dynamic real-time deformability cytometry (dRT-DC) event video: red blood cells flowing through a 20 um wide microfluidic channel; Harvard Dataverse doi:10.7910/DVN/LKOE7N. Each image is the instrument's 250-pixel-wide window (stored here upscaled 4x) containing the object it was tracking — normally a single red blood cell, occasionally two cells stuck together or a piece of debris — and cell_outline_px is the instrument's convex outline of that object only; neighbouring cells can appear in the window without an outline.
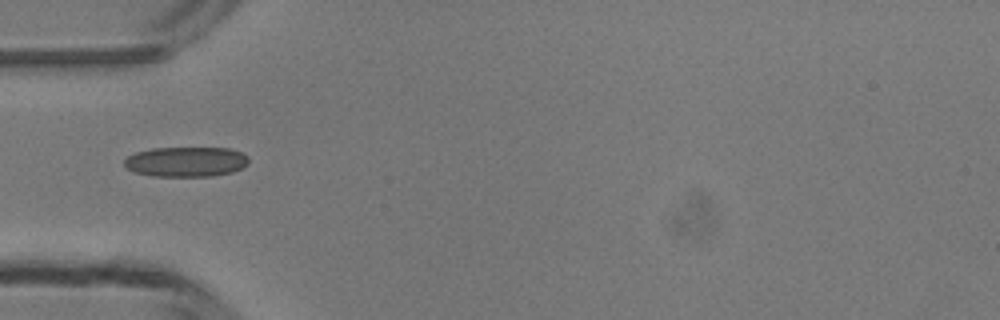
{"species": "common noctule bat (a hibernating species)", "species_latin": "Nyctalus noctula", "temperature_condition": "room temperature", "stored_images_in_passage": 34, "camera_frame_rate_fps": 3000, "um_per_image_px": 0.085, "animal": {"sex": "male", "body_mass_g": 13.3}, "frame": {"image": 1, "passage_image": 1, "time_ms": 0.0, "image_size_px": [1000, 320], "cell_outline_px": [[248, 164], [244, 168], [232, 172], [212, 176], [152, 176], [132, 172], [124, 164], [124, 160], [128, 156], [136, 152], [152, 148], [228, 148], [240, 152], [248, 156]], "centroid_in_image_um": [15.82, 13.75], "position_along_channel_um": 69.2, "area_um2": 21.85}}
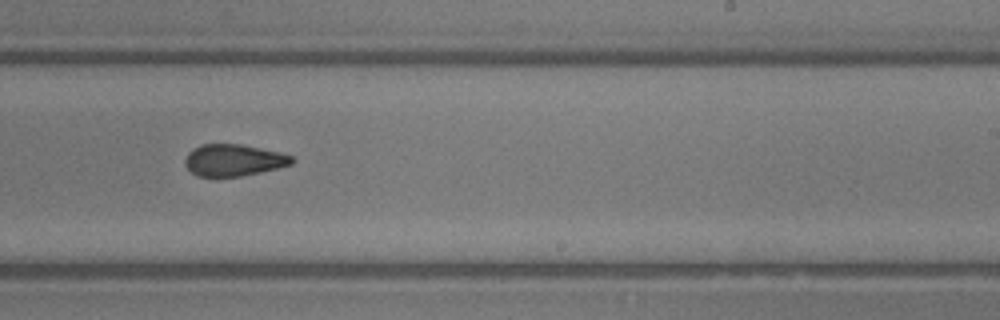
{"frame": {"image": 2, "passage_image": 15, "time_ms": 4.667, "image_size_px": [1000, 320], "cell_outline_px": [[296, 160], [292, 164], [260, 172], [240, 176], [196, 176], [184, 164], [184, 160], [188, 152], [200, 144], [240, 144], [280, 152], [292, 156]], "centroid_in_image_um": [19.85, 13.6], "position_along_channel_um": 269.2, "area_um2": 19.71}}
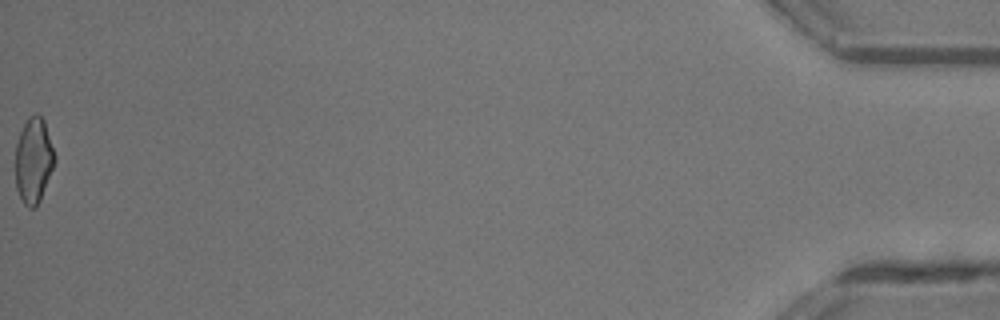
{"frame": {"image": 3, "passage_image": 34, "time_ms": 11.0, "image_size_px": [1000, 320], "cell_outline_px": [[56, 160], [40, 200], [36, 208], [28, 208], [24, 204], [16, 188], [16, 144], [20, 132], [28, 116], [36, 112], [44, 120], [56, 156]], "centroid_in_image_um": [2.86, 13.63], "position_along_channel_um": 432.3, "area_um2": 19.59}, "authors_computed_cell_mechanics": {"area_um2": 20.23, "velocity_mm_per_s": 4.2611, "shape_relaxation_time_tau1_ms": 7.5635, "shape_relaxation_time_tau2_ms": 1.668, "deformation_change_tau1": 0.1575, "deformation_change_tau2": 0.0809}}